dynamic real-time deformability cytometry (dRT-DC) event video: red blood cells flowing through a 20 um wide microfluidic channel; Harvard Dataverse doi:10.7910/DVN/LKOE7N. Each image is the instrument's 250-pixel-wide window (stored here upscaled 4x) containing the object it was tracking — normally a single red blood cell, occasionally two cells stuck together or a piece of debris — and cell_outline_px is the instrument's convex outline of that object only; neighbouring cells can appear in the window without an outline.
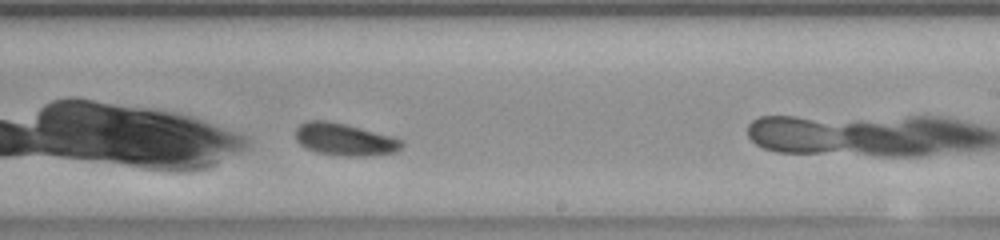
{"species": "common noctule bat (a hibernating species)", "species_latin": "Nyctalus noctula", "temperature_condition": "room temperature", "stored_images_in_passage": 33, "camera_frame_rate_fps": 3000, "um_per_image_px": 0.085, "animal": {"sex": "female", "body_mass_g": 23.0, "forearm_length_mm": 53.4}, "frame": {"image": 1, "passage_image": 24, "time_ms": 7.667, "image_size_px": [1000, 240], "cell_outline_px": [[404, 144], [396, 152], [368, 156], [344, 156], [316, 152], [300, 144], [296, 140], [296, 128], [300, 124], [308, 120], [328, 120], [344, 124], [388, 136], [400, 140]], "centroid_in_image_um": [29.24, 11.86], "position_along_channel_um": 259.8, "area_um2": 19.59}, "authors_computed_cell_mechanics": {"area_um2": 19.8254, "velocity_mm_per_s": 3.7237, "shape_relaxation_time_tau1_ms": 3.3684, "shape_relaxation_time_tau2_ms": null, "deformation_change_tau1": 0.1037, "deformation_change_tau2": null}}